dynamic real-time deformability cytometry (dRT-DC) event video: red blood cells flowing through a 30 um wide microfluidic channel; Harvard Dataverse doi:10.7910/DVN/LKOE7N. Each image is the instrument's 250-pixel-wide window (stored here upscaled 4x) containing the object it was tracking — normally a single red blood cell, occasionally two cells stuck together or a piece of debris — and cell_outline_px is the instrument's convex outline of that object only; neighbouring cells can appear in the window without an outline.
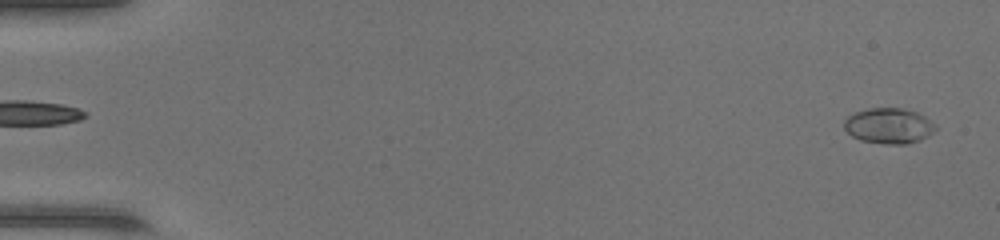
{"species": "common noctule bat (a hibernating species)", "species_latin": "Nyctalus noctula", "temperature_condition": "warm", "stored_images_in_passage": 55, "camera_frame_rate_fps": 3000, "um_per_image_px": 0.085, "animal": {"sex": "female", "body_mass_g": 17.0, "forearm_length_mm": 48.0}, "frame": {"image": 1, "passage_image": 2, "time_ms": 0.333, "image_size_px": [1000, 240], "cell_outline_px": [[936, 128], [928, 136], [920, 140], [908, 144], [888, 144], [860, 140], [852, 136], [844, 128], [844, 120], [848, 116], [856, 112], [868, 108], [900, 108], [916, 112], [924, 116], [936, 124]], "centroid_in_image_um": [75.55, 10.7], "position_along_channel_um": 9.5, "area_um2": 18.84}}
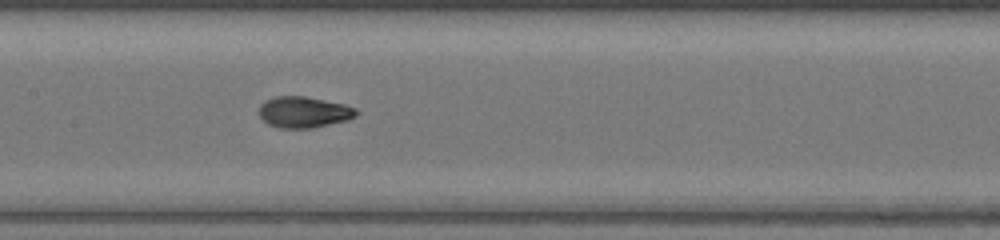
{"frame": {"image": 2, "passage_image": 28, "time_ms": 9.0, "image_size_px": [1000, 240], "cell_outline_px": [[360, 112], [356, 116], [348, 120], [312, 128], [280, 128], [268, 124], [260, 116], [260, 104], [264, 100], [276, 96], [304, 96], [344, 104], [356, 108]], "centroid_in_image_um": [25.84, 9.53], "position_along_channel_um": 181.6, "area_um2": 17.69}}
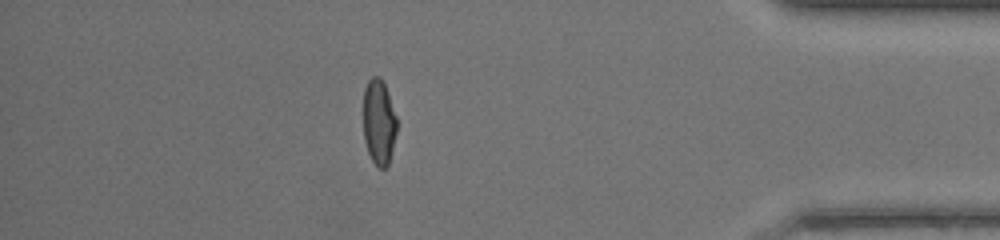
{"frame": {"image": 3, "passage_image": 48, "time_ms": 15.667, "image_size_px": [1000, 240], "cell_outline_px": [[396, 132], [388, 164], [384, 168], [380, 168], [372, 160], [368, 152], [364, 140], [364, 88], [368, 80], [372, 76], [380, 76], [384, 84], [396, 116]], "centroid_in_image_um": [32.19, 10.35], "position_along_channel_um": 403.0, "area_um2": 16.36}}